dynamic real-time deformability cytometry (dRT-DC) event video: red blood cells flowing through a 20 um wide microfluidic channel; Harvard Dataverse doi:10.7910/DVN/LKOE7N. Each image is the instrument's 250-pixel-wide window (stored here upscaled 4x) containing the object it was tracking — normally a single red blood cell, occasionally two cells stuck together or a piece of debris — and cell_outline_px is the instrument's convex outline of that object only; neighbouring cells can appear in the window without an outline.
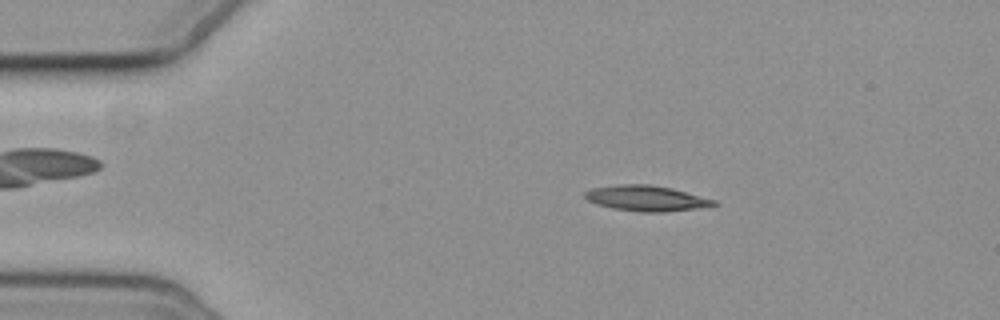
{"species": "common noctule bat (a hibernating species)", "species_latin": "Nyctalus noctula", "temperature_condition": "cold", "stored_images_in_passage": 4, "camera_frame_rate_fps": 3000, "um_per_image_px": 0.085, "animal": {"sex": "female", "body_mass_g": 19.3, "forearm_length_mm": 54.1}, "frame": {"image": 1, "passage_image": 3, "time_ms": 2.333, "image_size_px": [1000, 320], "cell_outline_px": [[720, 204], [696, 208], [660, 212], [640, 212], [612, 208], [596, 204], [588, 200], [584, 196], [584, 192], [592, 188], [616, 184], [652, 184], [672, 188], [716, 200]], "centroid_in_image_um": [54.92, 16.84], "position_along_channel_um": 30.1, "area_um2": 19.19}}